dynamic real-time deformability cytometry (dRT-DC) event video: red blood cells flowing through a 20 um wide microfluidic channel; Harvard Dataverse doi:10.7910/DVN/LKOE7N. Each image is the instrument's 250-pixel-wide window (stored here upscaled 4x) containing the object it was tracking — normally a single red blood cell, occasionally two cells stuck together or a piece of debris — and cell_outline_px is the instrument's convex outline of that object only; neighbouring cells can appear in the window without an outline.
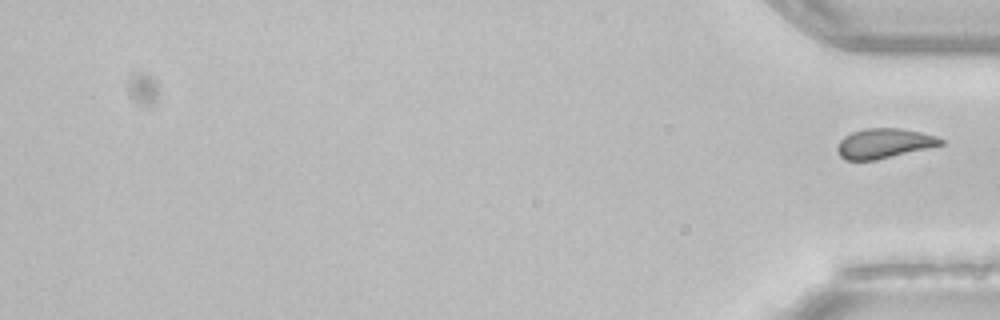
{"species": "common noctule bat (a hibernating species)", "species_latin": "Nyctalus noctula", "temperature_condition": "room temperature", "stored_images_in_passage": 70, "camera_frame_rate_fps": 3000, "um_per_image_px": 0.085, "animal": {"sex": "female", "body_mass_g": 22.7, "forearm_length_mm": 54.2}, "frame": {"image": 1, "passage_image": 70, "time_ms": 23.0, "image_size_px": [1000, 320], "cell_outline_px": [[944, 144], [876, 160], [844, 160], [840, 156], [836, 148], [840, 140], [844, 136], [852, 132], [864, 128], [900, 128], [920, 132], [936, 136], [944, 140]], "centroid_in_image_um": [75.12, 12.18], "position_along_channel_um": 360.1, "area_um2": 17.92}}